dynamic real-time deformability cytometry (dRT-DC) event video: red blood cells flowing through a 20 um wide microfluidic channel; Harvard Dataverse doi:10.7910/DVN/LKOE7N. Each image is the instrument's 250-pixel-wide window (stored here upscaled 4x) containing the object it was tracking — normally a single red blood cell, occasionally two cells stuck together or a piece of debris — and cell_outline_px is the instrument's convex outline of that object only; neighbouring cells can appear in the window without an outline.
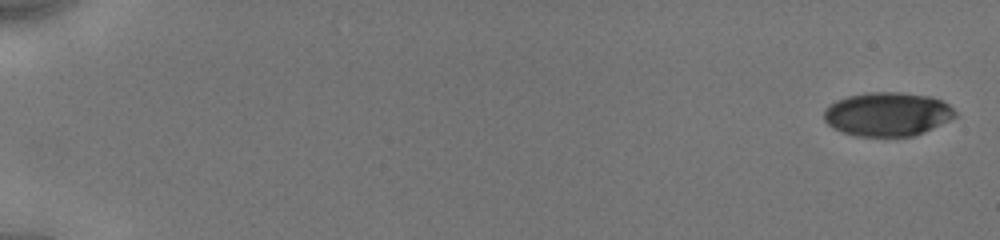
{"species": "human", "species_latin": "Homo sapiens", "temperature_condition": "cold", "stored_images_in_passage": 13, "camera_frame_rate_fps": 3000, "um_per_image_px": 0.085, "donor": {"sex": "male"}, "frame": {"image": 1, "passage_image": 1, "time_ms": 0.0, "image_size_px": [1000, 240], "cell_outline_px": [[956, 116], [924, 132], [912, 136], [856, 136], [832, 128], [824, 120], [824, 108], [828, 104], [836, 100], [848, 96], [868, 92], [900, 92], [932, 96], [948, 104], [956, 112]], "centroid_in_image_um": [75.4, 9.69], "position_along_channel_um": 9.6, "area_um2": 33.52}}
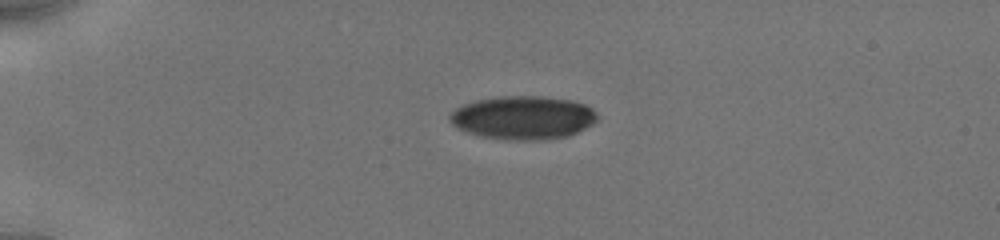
{"frame": {"image": 2, "passage_image": 9, "time_ms": 4.333, "image_size_px": [1000, 240], "cell_outline_px": [[596, 120], [592, 124], [568, 136], [548, 140], [504, 140], [480, 136], [456, 128], [448, 120], [448, 116], [456, 108], [464, 104], [476, 100], [500, 96], [540, 96], [572, 100], [584, 104], [592, 108], [596, 112]], "centroid_in_image_um": [44.43, 10.01], "position_along_channel_um": 40.6, "area_um2": 37.51}}
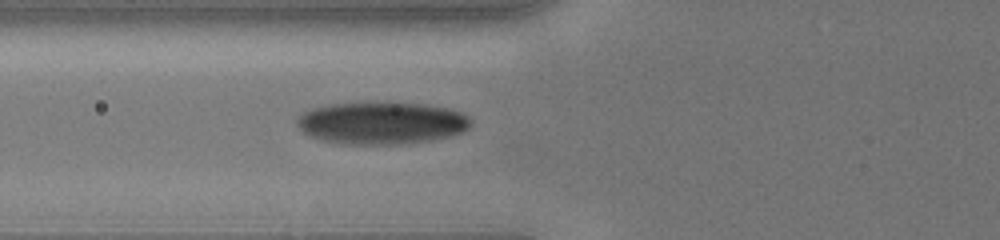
{"frame": {"image": 3, "passage_image": 13, "time_ms": 7.0, "image_size_px": [1000, 240], "cell_outline_px": [[472, 124], [468, 128], [452, 136], [428, 140], [392, 144], [348, 144], [320, 140], [304, 132], [296, 124], [296, 120], [304, 112], [312, 108], [332, 104], [424, 104], [448, 108], [460, 112], [468, 116], [472, 120]], "centroid_in_image_um": [32.45, 10.47], "position_along_channel_um": 93.3, "area_um2": 41.96}}